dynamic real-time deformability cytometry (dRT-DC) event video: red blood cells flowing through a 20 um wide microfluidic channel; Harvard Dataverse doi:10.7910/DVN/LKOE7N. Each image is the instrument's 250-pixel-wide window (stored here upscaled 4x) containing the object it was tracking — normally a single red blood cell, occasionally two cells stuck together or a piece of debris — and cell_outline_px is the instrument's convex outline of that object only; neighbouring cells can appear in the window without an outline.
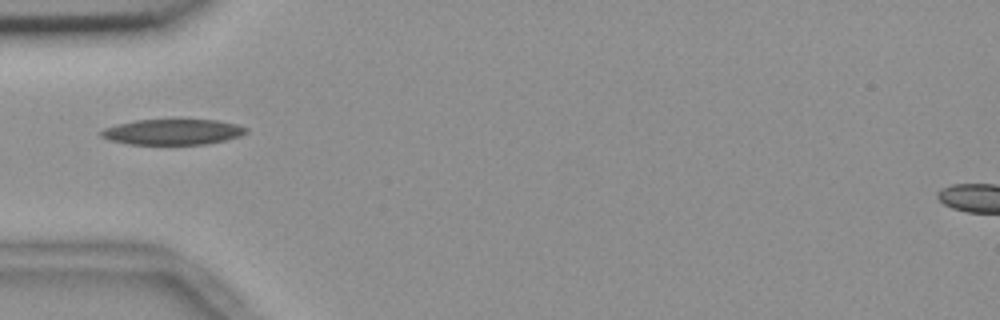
{"species": "common noctule bat (a hibernating species)", "species_latin": "Nyctalus noctula", "temperature_condition": "room temperature", "stored_images_in_passage": 5, "camera_frame_rate_fps": 3000, "um_per_image_px": 0.085, "animal": {"sex": "female", "body_mass_g": 18.4}, "frame": {"image": 1, "passage_image": 2, "time_ms": 0.333, "image_size_px": [1000, 320], "cell_outline_px": [[248, 132], [240, 136], [224, 140], [204, 144], [128, 144], [112, 140], [100, 136], [100, 132], [104, 128], [116, 124], [136, 120], [180, 116], [216, 120], [236, 124], [248, 128]], "centroid_in_image_um": [14.7, 11.15], "position_along_channel_um": 70.3, "area_um2": 22.6}}
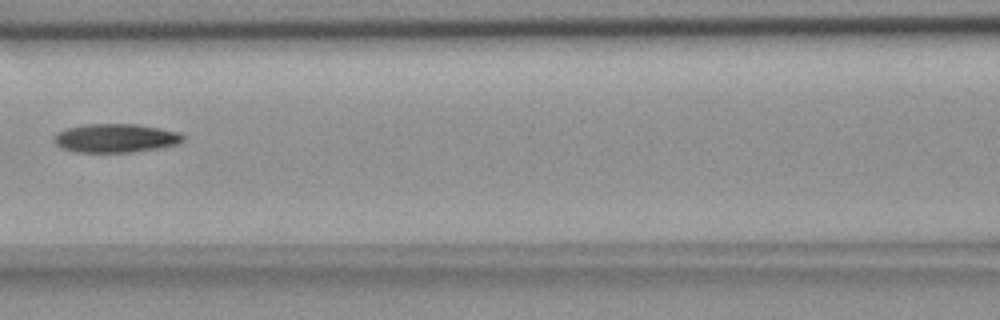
{"frame": {"image": 2, "passage_image": 4, "time_ms": 1.0, "image_size_px": [1000, 320], "cell_outline_px": [[184, 140], [180, 144], [132, 152], [76, 152], [64, 148], [56, 144], [52, 140], [56, 132], [68, 128], [88, 124], [136, 124], [160, 128], [176, 132], [184, 136]], "centroid_in_image_um": [9.82, 11.74], "position_along_channel_um": 156.8, "area_um2": 21.44}}
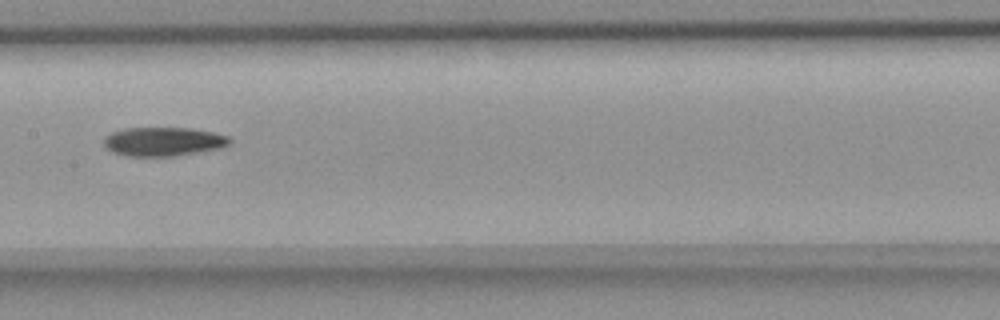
{"frame": {"image": 3, "passage_image": 5, "time_ms": 1.333, "image_size_px": [1000, 320], "cell_outline_px": [[232, 140], [228, 144], [220, 148], [176, 156], [128, 156], [112, 152], [104, 144], [104, 136], [112, 132], [124, 128], [192, 128], [212, 132], [228, 136]], "centroid_in_image_um": [13.87, 12.03], "position_along_channel_um": 193.5, "area_um2": 21.15}}